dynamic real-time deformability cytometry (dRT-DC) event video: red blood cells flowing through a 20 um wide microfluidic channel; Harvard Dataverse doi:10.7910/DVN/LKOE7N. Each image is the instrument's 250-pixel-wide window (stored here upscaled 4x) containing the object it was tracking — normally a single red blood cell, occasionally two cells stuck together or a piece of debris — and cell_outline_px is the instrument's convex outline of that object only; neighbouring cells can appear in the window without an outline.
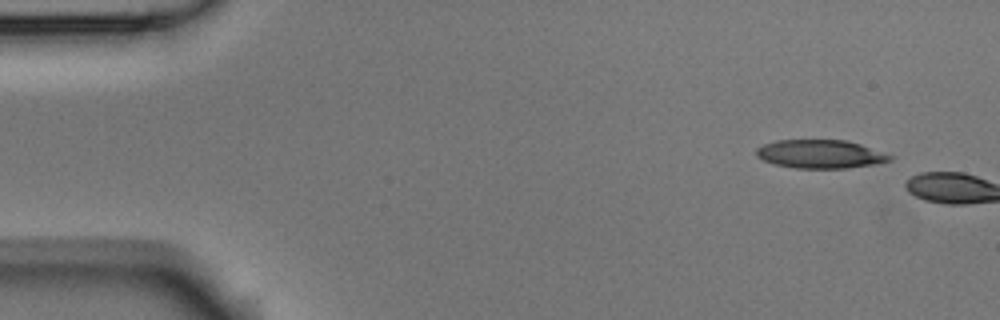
{"species": "Egyptian fruit bat (a non-hibernating species)", "species_latin": "Rousettus aegyptiacus", "temperature_condition": "room temperature", "stored_images_in_passage": 5, "camera_frame_rate_fps": 3000, "um_per_image_px": 0.085, "animal": {"sex": "male"}, "frame": {"image": 1, "passage_image": 1, "time_ms": 0.0, "image_size_px": [1000, 320], "cell_outline_px": [[892, 160], [876, 164], [848, 168], [796, 168], [776, 164], [764, 160], [756, 156], [756, 148], [764, 144], [776, 140], [848, 140], [860, 144], [892, 156]], "centroid_in_image_um": [69.72, 13.09], "position_along_channel_um": 15.3, "area_um2": 22.02}}
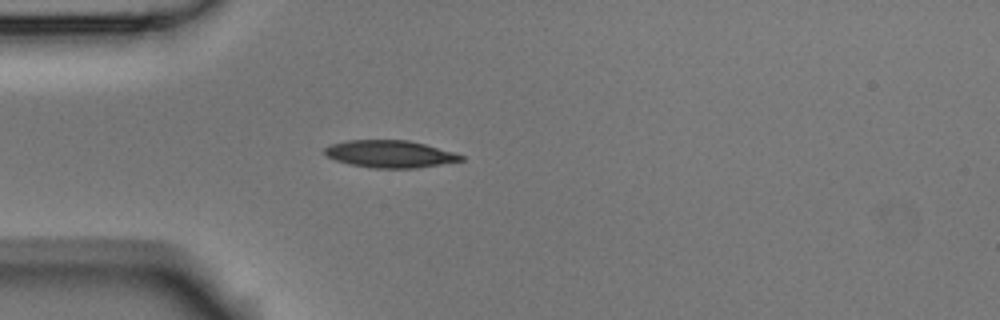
{"frame": {"image": 2, "passage_image": 5, "time_ms": 1.333, "image_size_px": [1000, 320], "cell_outline_px": [[464, 160], [416, 168], [372, 168], [352, 164], [336, 160], [324, 156], [324, 148], [332, 144], [348, 140], [408, 140], [424, 144], [452, 152], [464, 156]], "centroid_in_image_um": [33.11, 13.09], "position_along_channel_um": 51.9, "area_um2": 21.44}}